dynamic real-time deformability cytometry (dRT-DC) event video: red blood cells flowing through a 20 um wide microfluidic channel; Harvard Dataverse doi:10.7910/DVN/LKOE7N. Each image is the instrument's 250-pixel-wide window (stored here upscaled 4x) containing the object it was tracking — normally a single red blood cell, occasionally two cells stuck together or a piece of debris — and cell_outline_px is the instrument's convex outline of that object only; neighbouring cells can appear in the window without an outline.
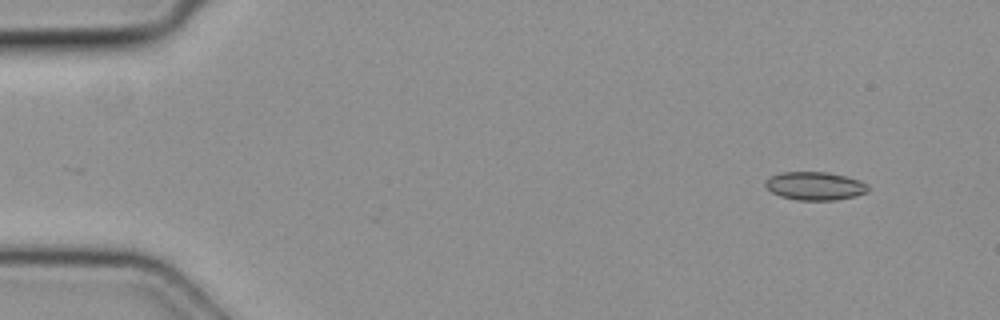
{"species": "common noctule bat (a hibernating species)", "species_latin": "Nyctalus noctula", "temperature_condition": "cold", "stored_images_in_passage": 2, "camera_frame_rate_fps": 3000, "um_per_image_px": 0.085, "animal": {"sex": "female", "body_mass_g": 19.3, "forearm_length_mm": 54.1}, "frame": {"image": 1, "passage_image": 2, "time_ms": 0.333, "image_size_px": [1000, 320], "cell_outline_px": [[868, 192], [856, 196], [836, 200], [796, 200], [780, 196], [772, 192], [764, 184], [764, 180], [768, 176], [780, 172], [828, 172], [860, 180], [868, 184]], "centroid_in_image_um": [69.25, 15.8], "position_along_channel_um": 15.7, "area_um2": 17.11}}